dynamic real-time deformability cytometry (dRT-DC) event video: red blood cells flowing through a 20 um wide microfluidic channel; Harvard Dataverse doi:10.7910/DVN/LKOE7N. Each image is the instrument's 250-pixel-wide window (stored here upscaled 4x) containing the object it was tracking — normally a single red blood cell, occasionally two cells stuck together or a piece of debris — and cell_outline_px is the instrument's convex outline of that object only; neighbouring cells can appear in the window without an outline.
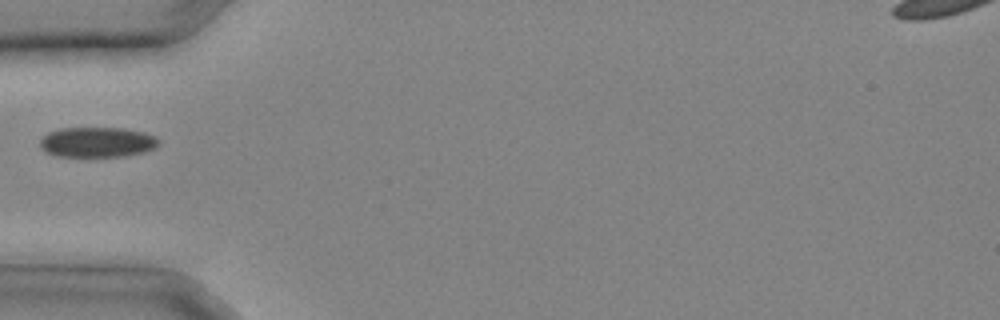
{"species": "common noctule bat (a hibernating species)", "species_latin": "Nyctalus noctula", "temperature_condition": "cold", "stored_images_in_passage": 20, "camera_frame_rate_fps": 3000, "um_per_image_px": 0.085, "animal": {"sex": "male", "body_mass_g": 20.4}, "frame": {"image": 1, "passage_image": 1, "time_ms": 0.0, "image_size_px": [1000, 320], "cell_outline_px": [[160, 144], [156, 148], [144, 152], [124, 156], [56, 156], [44, 152], [40, 148], [40, 140], [48, 132], [60, 128], [120, 128], [144, 132], [156, 136], [160, 140]], "centroid_in_image_um": [8.27, 12.08], "position_along_channel_um": 76.7, "area_um2": 21.04}}
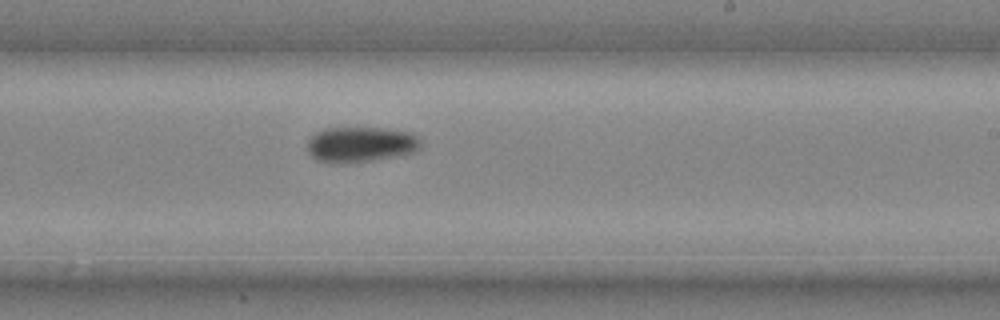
{"frame": {"image": 2, "passage_image": 10, "time_ms": 3.0, "image_size_px": [1000, 320], "cell_outline_px": [[420, 148], [416, 152], [356, 164], [332, 164], [316, 160], [308, 152], [308, 140], [316, 132], [324, 128], [380, 128], [412, 132], [420, 136]], "centroid_in_image_um": [30.67, 12.3], "position_along_channel_um": 258.3, "area_um2": 24.04}}
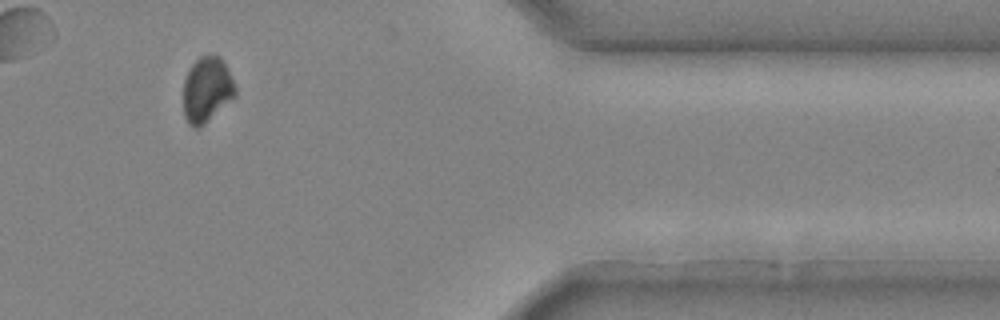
{"frame": {"image": 3, "passage_image": 18, "time_ms": 5.667, "image_size_px": [1000, 320], "cell_outline_px": [[236, 96], [200, 128], [196, 128], [188, 124], [184, 116], [184, 80], [192, 64], [200, 56], [220, 56], [236, 84]], "centroid_in_image_um": [17.59, 7.65], "position_along_channel_um": 393.8, "area_um2": 19.77}}